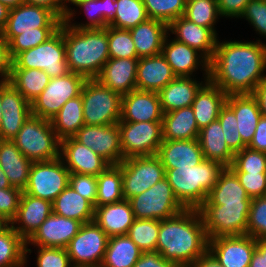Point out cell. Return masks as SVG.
Segmentation results:
<instances>
[{
	"label": "cell",
	"instance_id": "obj_1",
	"mask_svg": "<svg viewBox=\"0 0 266 267\" xmlns=\"http://www.w3.org/2000/svg\"><path fill=\"white\" fill-rule=\"evenodd\" d=\"M266 43L222 41L217 39L209 61V80L227 95L252 94L266 77ZM265 74V75H264Z\"/></svg>",
	"mask_w": 266,
	"mask_h": 267
},
{
	"label": "cell",
	"instance_id": "obj_2",
	"mask_svg": "<svg viewBox=\"0 0 266 267\" xmlns=\"http://www.w3.org/2000/svg\"><path fill=\"white\" fill-rule=\"evenodd\" d=\"M208 242L204 222L197 209H184L170 218L160 220L156 251L180 267H190L205 254Z\"/></svg>",
	"mask_w": 266,
	"mask_h": 267
},
{
	"label": "cell",
	"instance_id": "obj_3",
	"mask_svg": "<svg viewBox=\"0 0 266 267\" xmlns=\"http://www.w3.org/2000/svg\"><path fill=\"white\" fill-rule=\"evenodd\" d=\"M65 55L69 71L96 78L110 59L108 26L102 29H75L63 22Z\"/></svg>",
	"mask_w": 266,
	"mask_h": 267
},
{
	"label": "cell",
	"instance_id": "obj_4",
	"mask_svg": "<svg viewBox=\"0 0 266 267\" xmlns=\"http://www.w3.org/2000/svg\"><path fill=\"white\" fill-rule=\"evenodd\" d=\"M225 169L220 162L204 159L193 167L165 169V178L185 209H199Z\"/></svg>",
	"mask_w": 266,
	"mask_h": 267
},
{
	"label": "cell",
	"instance_id": "obj_5",
	"mask_svg": "<svg viewBox=\"0 0 266 267\" xmlns=\"http://www.w3.org/2000/svg\"><path fill=\"white\" fill-rule=\"evenodd\" d=\"M17 148L32 162L60 157L61 140L50 120L30 115L13 139Z\"/></svg>",
	"mask_w": 266,
	"mask_h": 267
},
{
	"label": "cell",
	"instance_id": "obj_6",
	"mask_svg": "<svg viewBox=\"0 0 266 267\" xmlns=\"http://www.w3.org/2000/svg\"><path fill=\"white\" fill-rule=\"evenodd\" d=\"M81 98L85 125H112L121 120L122 96L96 78L86 80Z\"/></svg>",
	"mask_w": 266,
	"mask_h": 267
},
{
	"label": "cell",
	"instance_id": "obj_7",
	"mask_svg": "<svg viewBox=\"0 0 266 267\" xmlns=\"http://www.w3.org/2000/svg\"><path fill=\"white\" fill-rule=\"evenodd\" d=\"M11 68L44 70L50 78L69 73L63 36V22L59 30L46 42L19 53L13 60Z\"/></svg>",
	"mask_w": 266,
	"mask_h": 267
},
{
	"label": "cell",
	"instance_id": "obj_8",
	"mask_svg": "<svg viewBox=\"0 0 266 267\" xmlns=\"http://www.w3.org/2000/svg\"><path fill=\"white\" fill-rule=\"evenodd\" d=\"M86 80L85 76L71 71L50 78L48 85L31 103V115L51 121L68 100L81 95Z\"/></svg>",
	"mask_w": 266,
	"mask_h": 267
},
{
	"label": "cell",
	"instance_id": "obj_9",
	"mask_svg": "<svg viewBox=\"0 0 266 267\" xmlns=\"http://www.w3.org/2000/svg\"><path fill=\"white\" fill-rule=\"evenodd\" d=\"M135 219L164 220L185 208L175 197L166 178L129 199Z\"/></svg>",
	"mask_w": 266,
	"mask_h": 267
},
{
	"label": "cell",
	"instance_id": "obj_10",
	"mask_svg": "<svg viewBox=\"0 0 266 267\" xmlns=\"http://www.w3.org/2000/svg\"><path fill=\"white\" fill-rule=\"evenodd\" d=\"M118 166L121 168L125 200L143 193L165 178V168L156 154L126 158Z\"/></svg>",
	"mask_w": 266,
	"mask_h": 267
},
{
	"label": "cell",
	"instance_id": "obj_11",
	"mask_svg": "<svg viewBox=\"0 0 266 267\" xmlns=\"http://www.w3.org/2000/svg\"><path fill=\"white\" fill-rule=\"evenodd\" d=\"M251 203L202 205V216L208 238L245 235Z\"/></svg>",
	"mask_w": 266,
	"mask_h": 267
},
{
	"label": "cell",
	"instance_id": "obj_12",
	"mask_svg": "<svg viewBox=\"0 0 266 267\" xmlns=\"http://www.w3.org/2000/svg\"><path fill=\"white\" fill-rule=\"evenodd\" d=\"M69 170L61 157L33 162L23 192L50 202L69 185Z\"/></svg>",
	"mask_w": 266,
	"mask_h": 267
},
{
	"label": "cell",
	"instance_id": "obj_13",
	"mask_svg": "<svg viewBox=\"0 0 266 267\" xmlns=\"http://www.w3.org/2000/svg\"><path fill=\"white\" fill-rule=\"evenodd\" d=\"M109 237L93 220L84 223L66 250L74 267H100Z\"/></svg>",
	"mask_w": 266,
	"mask_h": 267
},
{
	"label": "cell",
	"instance_id": "obj_14",
	"mask_svg": "<svg viewBox=\"0 0 266 267\" xmlns=\"http://www.w3.org/2000/svg\"><path fill=\"white\" fill-rule=\"evenodd\" d=\"M123 159L155 155L163 141L162 122L119 121Z\"/></svg>",
	"mask_w": 266,
	"mask_h": 267
},
{
	"label": "cell",
	"instance_id": "obj_15",
	"mask_svg": "<svg viewBox=\"0 0 266 267\" xmlns=\"http://www.w3.org/2000/svg\"><path fill=\"white\" fill-rule=\"evenodd\" d=\"M73 138L80 144L91 148L110 165H118L124 160L118 123L112 125H83Z\"/></svg>",
	"mask_w": 266,
	"mask_h": 267
},
{
	"label": "cell",
	"instance_id": "obj_16",
	"mask_svg": "<svg viewBox=\"0 0 266 267\" xmlns=\"http://www.w3.org/2000/svg\"><path fill=\"white\" fill-rule=\"evenodd\" d=\"M62 20L47 8L23 3L9 10L8 19L1 35L9 43L23 32L37 28H60Z\"/></svg>",
	"mask_w": 266,
	"mask_h": 267
},
{
	"label": "cell",
	"instance_id": "obj_17",
	"mask_svg": "<svg viewBox=\"0 0 266 267\" xmlns=\"http://www.w3.org/2000/svg\"><path fill=\"white\" fill-rule=\"evenodd\" d=\"M256 249V239L245 235L210 238L208 251L222 267H249Z\"/></svg>",
	"mask_w": 266,
	"mask_h": 267
},
{
	"label": "cell",
	"instance_id": "obj_18",
	"mask_svg": "<svg viewBox=\"0 0 266 267\" xmlns=\"http://www.w3.org/2000/svg\"><path fill=\"white\" fill-rule=\"evenodd\" d=\"M82 222L51 213L33 235L26 241V253H31L29 244L37 247L66 248L79 232ZM28 244V245H27Z\"/></svg>",
	"mask_w": 266,
	"mask_h": 267
},
{
	"label": "cell",
	"instance_id": "obj_19",
	"mask_svg": "<svg viewBox=\"0 0 266 267\" xmlns=\"http://www.w3.org/2000/svg\"><path fill=\"white\" fill-rule=\"evenodd\" d=\"M0 139L13 140L31 115V104L9 81H2Z\"/></svg>",
	"mask_w": 266,
	"mask_h": 267
},
{
	"label": "cell",
	"instance_id": "obj_20",
	"mask_svg": "<svg viewBox=\"0 0 266 267\" xmlns=\"http://www.w3.org/2000/svg\"><path fill=\"white\" fill-rule=\"evenodd\" d=\"M163 111L158 93L134 89L122 96L121 120L127 122H162Z\"/></svg>",
	"mask_w": 266,
	"mask_h": 267
},
{
	"label": "cell",
	"instance_id": "obj_21",
	"mask_svg": "<svg viewBox=\"0 0 266 267\" xmlns=\"http://www.w3.org/2000/svg\"><path fill=\"white\" fill-rule=\"evenodd\" d=\"M60 157L70 173L98 176L110 165L91 148L80 144L73 137L61 140Z\"/></svg>",
	"mask_w": 266,
	"mask_h": 267
},
{
	"label": "cell",
	"instance_id": "obj_22",
	"mask_svg": "<svg viewBox=\"0 0 266 267\" xmlns=\"http://www.w3.org/2000/svg\"><path fill=\"white\" fill-rule=\"evenodd\" d=\"M168 35L170 34L168 33L164 39L161 54L165 57L176 77H191L200 64L205 71L203 75L209 76V61L187 44L175 39L169 40Z\"/></svg>",
	"mask_w": 266,
	"mask_h": 267
},
{
	"label": "cell",
	"instance_id": "obj_23",
	"mask_svg": "<svg viewBox=\"0 0 266 267\" xmlns=\"http://www.w3.org/2000/svg\"><path fill=\"white\" fill-rule=\"evenodd\" d=\"M176 35L175 40L196 49L208 61L215 53L217 35L210 29L197 25L183 16L168 25V33Z\"/></svg>",
	"mask_w": 266,
	"mask_h": 267
},
{
	"label": "cell",
	"instance_id": "obj_24",
	"mask_svg": "<svg viewBox=\"0 0 266 267\" xmlns=\"http://www.w3.org/2000/svg\"><path fill=\"white\" fill-rule=\"evenodd\" d=\"M51 213L52 202L23 192L17 215L10 224L27 241Z\"/></svg>",
	"mask_w": 266,
	"mask_h": 267
},
{
	"label": "cell",
	"instance_id": "obj_25",
	"mask_svg": "<svg viewBox=\"0 0 266 267\" xmlns=\"http://www.w3.org/2000/svg\"><path fill=\"white\" fill-rule=\"evenodd\" d=\"M138 58H110L96 79L112 91L124 96L137 89Z\"/></svg>",
	"mask_w": 266,
	"mask_h": 267
},
{
	"label": "cell",
	"instance_id": "obj_26",
	"mask_svg": "<svg viewBox=\"0 0 266 267\" xmlns=\"http://www.w3.org/2000/svg\"><path fill=\"white\" fill-rule=\"evenodd\" d=\"M156 155L165 169L193 167L205 159L198 139L163 140Z\"/></svg>",
	"mask_w": 266,
	"mask_h": 267
},
{
	"label": "cell",
	"instance_id": "obj_27",
	"mask_svg": "<svg viewBox=\"0 0 266 267\" xmlns=\"http://www.w3.org/2000/svg\"><path fill=\"white\" fill-rule=\"evenodd\" d=\"M175 78L176 75L161 53L139 58L136 76L137 89L158 92Z\"/></svg>",
	"mask_w": 266,
	"mask_h": 267
},
{
	"label": "cell",
	"instance_id": "obj_28",
	"mask_svg": "<svg viewBox=\"0 0 266 267\" xmlns=\"http://www.w3.org/2000/svg\"><path fill=\"white\" fill-rule=\"evenodd\" d=\"M94 221L108 237L126 235L135 221L129 200L94 207Z\"/></svg>",
	"mask_w": 266,
	"mask_h": 267
},
{
	"label": "cell",
	"instance_id": "obj_29",
	"mask_svg": "<svg viewBox=\"0 0 266 267\" xmlns=\"http://www.w3.org/2000/svg\"><path fill=\"white\" fill-rule=\"evenodd\" d=\"M204 79L205 84L197 92L191 105L199 130L218 119L227 98V94L213 84L209 76H204Z\"/></svg>",
	"mask_w": 266,
	"mask_h": 267
},
{
	"label": "cell",
	"instance_id": "obj_30",
	"mask_svg": "<svg viewBox=\"0 0 266 267\" xmlns=\"http://www.w3.org/2000/svg\"><path fill=\"white\" fill-rule=\"evenodd\" d=\"M225 104L235 113L239 134L248 146L262 116L256 98L252 94H231Z\"/></svg>",
	"mask_w": 266,
	"mask_h": 267
},
{
	"label": "cell",
	"instance_id": "obj_31",
	"mask_svg": "<svg viewBox=\"0 0 266 267\" xmlns=\"http://www.w3.org/2000/svg\"><path fill=\"white\" fill-rule=\"evenodd\" d=\"M129 31L139 59L161 53L164 39L168 34V25L149 18Z\"/></svg>",
	"mask_w": 266,
	"mask_h": 267
},
{
	"label": "cell",
	"instance_id": "obj_32",
	"mask_svg": "<svg viewBox=\"0 0 266 267\" xmlns=\"http://www.w3.org/2000/svg\"><path fill=\"white\" fill-rule=\"evenodd\" d=\"M205 83L191 77H176L159 90L158 96L163 113L190 107L197 92Z\"/></svg>",
	"mask_w": 266,
	"mask_h": 267
},
{
	"label": "cell",
	"instance_id": "obj_33",
	"mask_svg": "<svg viewBox=\"0 0 266 267\" xmlns=\"http://www.w3.org/2000/svg\"><path fill=\"white\" fill-rule=\"evenodd\" d=\"M32 163L17 148L13 140L0 139V167L11 186L24 190Z\"/></svg>",
	"mask_w": 266,
	"mask_h": 267
},
{
	"label": "cell",
	"instance_id": "obj_34",
	"mask_svg": "<svg viewBox=\"0 0 266 267\" xmlns=\"http://www.w3.org/2000/svg\"><path fill=\"white\" fill-rule=\"evenodd\" d=\"M251 201L252 198L240 184L237 175L229 167H225L202 205L241 204Z\"/></svg>",
	"mask_w": 266,
	"mask_h": 267
},
{
	"label": "cell",
	"instance_id": "obj_35",
	"mask_svg": "<svg viewBox=\"0 0 266 267\" xmlns=\"http://www.w3.org/2000/svg\"><path fill=\"white\" fill-rule=\"evenodd\" d=\"M219 120L211 122L199 132L198 140L206 160L220 162L229 167L235 153L228 147Z\"/></svg>",
	"mask_w": 266,
	"mask_h": 267
},
{
	"label": "cell",
	"instance_id": "obj_36",
	"mask_svg": "<svg viewBox=\"0 0 266 267\" xmlns=\"http://www.w3.org/2000/svg\"><path fill=\"white\" fill-rule=\"evenodd\" d=\"M162 130L163 140L198 139L200 132L191 106L164 113Z\"/></svg>",
	"mask_w": 266,
	"mask_h": 267
},
{
	"label": "cell",
	"instance_id": "obj_37",
	"mask_svg": "<svg viewBox=\"0 0 266 267\" xmlns=\"http://www.w3.org/2000/svg\"><path fill=\"white\" fill-rule=\"evenodd\" d=\"M94 206L69 185L52 202V212L88 223L94 220Z\"/></svg>",
	"mask_w": 266,
	"mask_h": 267
},
{
	"label": "cell",
	"instance_id": "obj_38",
	"mask_svg": "<svg viewBox=\"0 0 266 267\" xmlns=\"http://www.w3.org/2000/svg\"><path fill=\"white\" fill-rule=\"evenodd\" d=\"M142 252L127 234L111 236L100 267H133Z\"/></svg>",
	"mask_w": 266,
	"mask_h": 267
},
{
	"label": "cell",
	"instance_id": "obj_39",
	"mask_svg": "<svg viewBox=\"0 0 266 267\" xmlns=\"http://www.w3.org/2000/svg\"><path fill=\"white\" fill-rule=\"evenodd\" d=\"M26 241L11 224L0 223V267H25Z\"/></svg>",
	"mask_w": 266,
	"mask_h": 267
},
{
	"label": "cell",
	"instance_id": "obj_40",
	"mask_svg": "<svg viewBox=\"0 0 266 267\" xmlns=\"http://www.w3.org/2000/svg\"><path fill=\"white\" fill-rule=\"evenodd\" d=\"M51 124L60 140L73 137L85 125L81 95L68 100L52 118Z\"/></svg>",
	"mask_w": 266,
	"mask_h": 267
},
{
	"label": "cell",
	"instance_id": "obj_41",
	"mask_svg": "<svg viewBox=\"0 0 266 267\" xmlns=\"http://www.w3.org/2000/svg\"><path fill=\"white\" fill-rule=\"evenodd\" d=\"M50 76L40 69L11 68L9 83L31 104L44 90Z\"/></svg>",
	"mask_w": 266,
	"mask_h": 267
},
{
	"label": "cell",
	"instance_id": "obj_42",
	"mask_svg": "<svg viewBox=\"0 0 266 267\" xmlns=\"http://www.w3.org/2000/svg\"><path fill=\"white\" fill-rule=\"evenodd\" d=\"M124 200L122 173L118 165H109L97 176V198L95 207Z\"/></svg>",
	"mask_w": 266,
	"mask_h": 267
},
{
	"label": "cell",
	"instance_id": "obj_43",
	"mask_svg": "<svg viewBox=\"0 0 266 267\" xmlns=\"http://www.w3.org/2000/svg\"><path fill=\"white\" fill-rule=\"evenodd\" d=\"M118 7L108 26L117 29H131L149 19L142 0H117Z\"/></svg>",
	"mask_w": 266,
	"mask_h": 267
},
{
	"label": "cell",
	"instance_id": "obj_44",
	"mask_svg": "<svg viewBox=\"0 0 266 267\" xmlns=\"http://www.w3.org/2000/svg\"><path fill=\"white\" fill-rule=\"evenodd\" d=\"M221 16L219 13L217 0H192L186 3L183 17L189 21L210 28L216 35L214 29L216 20Z\"/></svg>",
	"mask_w": 266,
	"mask_h": 267
},
{
	"label": "cell",
	"instance_id": "obj_45",
	"mask_svg": "<svg viewBox=\"0 0 266 267\" xmlns=\"http://www.w3.org/2000/svg\"><path fill=\"white\" fill-rule=\"evenodd\" d=\"M160 220L135 219L128 229L129 238L143 251H156Z\"/></svg>",
	"mask_w": 266,
	"mask_h": 267
},
{
	"label": "cell",
	"instance_id": "obj_46",
	"mask_svg": "<svg viewBox=\"0 0 266 267\" xmlns=\"http://www.w3.org/2000/svg\"><path fill=\"white\" fill-rule=\"evenodd\" d=\"M150 19H156L169 25L183 16L185 0H142Z\"/></svg>",
	"mask_w": 266,
	"mask_h": 267
},
{
	"label": "cell",
	"instance_id": "obj_47",
	"mask_svg": "<svg viewBox=\"0 0 266 267\" xmlns=\"http://www.w3.org/2000/svg\"><path fill=\"white\" fill-rule=\"evenodd\" d=\"M59 28H37V31L23 32L15 36L9 43V55L13 60L19 53L46 42Z\"/></svg>",
	"mask_w": 266,
	"mask_h": 267
},
{
	"label": "cell",
	"instance_id": "obj_48",
	"mask_svg": "<svg viewBox=\"0 0 266 267\" xmlns=\"http://www.w3.org/2000/svg\"><path fill=\"white\" fill-rule=\"evenodd\" d=\"M108 48L110 58H138L129 30L108 26Z\"/></svg>",
	"mask_w": 266,
	"mask_h": 267
},
{
	"label": "cell",
	"instance_id": "obj_49",
	"mask_svg": "<svg viewBox=\"0 0 266 267\" xmlns=\"http://www.w3.org/2000/svg\"><path fill=\"white\" fill-rule=\"evenodd\" d=\"M229 168L233 172L266 173V153L247 146L235 153Z\"/></svg>",
	"mask_w": 266,
	"mask_h": 267
},
{
	"label": "cell",
	"instance_id": "obj_50",
	"mask_svg": "<svg viewBox=\"0 0 266 267\" xmlns=\"http://www.w3.org/2000/svg\"><path fill=\"white\" fill-rule=\"evenodd\" d=\"M246 234L256 240L266 239V196L252 198Z\"/></svg>",
	"mask_w": 266,
	"mask_h": 267
},
{
	"label": "cell",
	"instance_id": "obj_51",
	"mask_svg": "<svg viewBox=\"0 0 266 267\" xmlns=\"http://www.w3.org/2000/svg\"><path fill=\"white\" fill-rule=\"evenodd\" d=\"M218 120L222 126L225 141L234 153L247 147L239 134L235 113L226 104L221 108Z\"/></svg>",
	"mask_w": 266,
	"mask_h": 267
},
{
	"label": "cell",
	"instance_id": "obj_52",
	"mask_svg": "<svg viewBox=\"0 0 266 267\" xmlns=\"http://www.w3.org/2000/svg\"><path fill=\"white\" fill-rule=\"evenodd\" d=\"M86 12L88 23L76 24L71 21H63L66 25L75 29H102L104 28L103 0H87L76 5Z\"/></svg>",
	"mask_w": 266,
	"mask_h": 267
},
{
	"label": "cell",
	"instance_id": "obj_53",
	"mask_svg": "<svg viewBox=\"0 0 266 267\" xmlns=\"http://www.w3.org/2000/svg\"><path fill=\"white\" fill-rule=\"evenodd\" d=\"M23 190L17 187L0 189V223L10 224L16 217Z\"/></svg>",
	"mask_w": 266,
	"mask_h": 267
},
{
	"label": "cell",
	"instance_id": "obj_54",
	"mask_svg": "<svg viewBox=\"0 0 266 267\" xmlns=\"http://www.w3.org/2000/svg\"><path fill=\"white\" fill-rule=\"evenodd\" d=\"M37 267H73L66 248L38 247Z\"/></svg>",
	"mask_w": 266,
	"mask_h": 267
},
{
	"label": "cell",
	"instance_id": "obj_55",
	"mask_svg": "<svg viewBox=\"0 0 266 267\" xmlns=\"http://www.w3.org/2000/svg\"><path fill=\"white\" fill-rule=\"evenodd\" d=\"M240 18L246 19L257 33L266 38V0H250Z\"/></svg>",
	"mask_w": 266,
	"mask_h": 267
},
{
	"label": "cell",
	"instance_id": "obj_56",
	"mask_svg": "<svg viewBox=\"0 0 266 267\" xmlns=\"http://www.w3.org/2000/svg\"><path fill=\"white\" fill-rule=\"evenodd\" d=\"M69 186L95 207L97 198V176L70 173Z\"/></svg>",
	"mask_w": 266,
	"mask_h": 267
},
{
	"label": "cell",
	"instance_id": "obj_57",
	"mask_svg": "<svg viewBox=\"0 0 266 267\" xmlns=\"http://www.w3.org/2000/svg\"><path fill=\"white\" fill-rule=\"evenodd\" d=\"M234 173L250 198L266 196V173Z\"/></svg>",
	"mask_w": 266,
	"mask_h": 267
},
{
	"label": "cell",
	"instance_id": "obj_58",
	"mask_svg": "<svg viewBox=\"0 0 266 267\" xmlns=\"http://www.w3.org/2000/svg\"><path fill=\"white\" fill-rule=\"evenodd\" d=\"M133 267H180L178 264L164 259L157 251L142 252Z\"/></svg>",
	"mask_w": 266,
	"mask_h": 267
},
{
	"label": "cell",
	"instance_id": "obj_59",
	"mask_svg": "<svg viewBox=\"0 0 266 267\" xmlns=\"http://www.w3.org/2000/svg\"><path fill=\"white\" fill-rule=\"evenodd\" d=\"M250 0H217L221 17L240 18Z\"/></svg>",
	"mask_w": 266,
	"mask_h": 267
},
{
	"label": "cell",
	"instance_id": "obj_60",
	"mask_svg": "<svg viewBox=\"0 0 266 267\" xmlns=\"http://www.w3.org/2000/svg\"><path fill=\"white\" fill-rule=\"evenodd\" d=\"M12 60L9 55V47L6 39L0 34V78L1 81H9Z\"/></svg>",
	"mask_w": 266,
	"mask_h": 267
},
{
	"label": "cell",
	"instance_id": "obj_61",
	"mask_svg": "<svg viewBox=\"0 0 266 267\" xmlns=\"http://www.w3.org/2000/svg\"><path fill=\"white\" fill-rule=\"evenodd\" d=\"M248 147L266 153V117L261 116Z\"/></svg>",
	"mask_w": 266,
	"mask_h": 267
},
{
	"label": "cell",
	"instance_id": "obj_62",
	"mask_svg": "<svg viewBox=\"0 0 266 267\" xmlns=\"http://www.w3.org/2000/svg\"><path fill=\"white\" fill-rule=\"evenodd\" d=\"M24 3L47 8L64 21V7L62 0H24Z\"/></svg>",
	"mask_w": 266,
	"mask_h": 267
},
{
	"label": "cell",
	"instance_id": "obj_63",
	"mask_svg": "<svg viewBox=\"0 0 266 267\" xmlns=\"http://www.w3.org/2000/svg\"><path fill=\"white\" fill-rule=\"evenodd\" d=\"M252 95L258 102L262 116L266 117V77L258 83Z\"/></svg>",
	"mask_w": 266,
	"mask_h": 267
},
{
	"label": "cell",
	"instance_id": "obj_64",
	"mask_svg": "<svg viewBox=\"0 0 266 267\" xmlns=\"http://www.w3.org/2000/svg\"><path fill=\"white\" fill-rule=\"evenodd\" d=\"M190 267H222L217 259L207 251L202 256L198 257Z\"/></svg>",
	"mask_w": 266,
	"mask_h": 267
},
{
	"label": "cell",
	"instance_id": "obj_65",
	"mask_svg": "<svg viewBox=\"0 0 266 267\" xmlns=\"http://www.w3.org/2000/svg\"><path fill=\"white\" fill-rule=\"evenodd\" d=\"M117 5V0H103L104 28H106L109 22L114 18L116 14V8L118 7Z\"/></svg>",
	"mask_w": 266,
	"mask_h": 267
},
{
	"label": "cell",
	"instance_id": "obj_66",
	"mask_svg": "<svg viewBox=\"0 0 266 267\" xmlns=\"http://www.w3.org/2000/svg\"><path fill=\"white\" fill-rule=\"evenodd\" d=\"M87 0H62L63 7H64V21H71L73 19V16L75 15V11L72 10V8H68L67 3H71L74 6L77 4L84 2Z\"/></svg>",
	"mask_w": 266,
	"mask_h": 267
},
{
	"label": "cell",
	"instance_id": "obj_67",
	"mask_svg": "<svg viewBox=\"0 0 266 267\" xmlns=\"http://www.w3.org/2000/svg\"><path fill=\"white\" fill-rule=\"evenodd\" d=\"M249 267H266V254H261L255 249Z\"/></svg>",
	"mask_w": 266,
	"mask_h": 267
},
{
	"label": "cell",
	"instance_id": "obj_68",
	"mask_svg": "<svg viewBox=\"0 0 266 267\" xmlns=\"http://www.w3.org/2000/svg\"><path fill=\"white\" fill-rule=\"evenodd\" d=\"M9 10L4 4L0 3V34L4 30L8 15H9Z\"/></svg>",
	"mask_w": 266,
	"mask_h": 267
},
{
	"label": "cell",
	"instance_id": "obj_69",
	"mask_svg": "<svg viewBox=\"0 0 266 267\" xmlns=\"http://www.w3.org/2000/svg\"><path fill=\"white\" fill-rule=\"evenodd\" d=\"M0 3L4 4L8 9H13L22 5L24 0H0Z\"/></svg>",
	"mask_w": 266,
	"mask_h": 267
},
{
	"label": "cell",
	"instance_id": "obj_70",
	"mask_svg": "<svg viewBox=\"0 0 266 267\" xmlns=\"http://www.w3.org/2000/svg\"><path fill=\"white\" fill-rule=\"evenodd\" d=\"M11 184L9 183L7 176L5 175L4 171L0 167V189L11 188Z\"/></svg>",
	"mask_w": 266,
	"mask_h": 267
},
{
	"label": "cell",
	"instance_id": "obj_71",
	"mask_svg": "<svg viewBox=\"0 0 266 267\" xmlns=\"http://www.w3.org/2000/svg\"><path fill=\"white\" fill-rule=\"evenodd\" d=\"M256 249L261 254H266V239H257L256 240Z\"/></svg>",
	"mask_w": 266,
	"mask_h": 267
},
{
	"label": "cell",
	"instance_id": "obj_72",
	"mask_svg": "<svg viewBox=\"0 0 266 267\" xmlns=\"http://www.w3.org/2000/svg\"><path fill=\"white\" fill-rule=\"evenodd\" d=\"M1 99H2V81L0 80V125H1V122H2V114H3V111L1 109Z\"/></svg>",
	"mask_w": 266,
	"mask_h": 267
}]
</instances>
